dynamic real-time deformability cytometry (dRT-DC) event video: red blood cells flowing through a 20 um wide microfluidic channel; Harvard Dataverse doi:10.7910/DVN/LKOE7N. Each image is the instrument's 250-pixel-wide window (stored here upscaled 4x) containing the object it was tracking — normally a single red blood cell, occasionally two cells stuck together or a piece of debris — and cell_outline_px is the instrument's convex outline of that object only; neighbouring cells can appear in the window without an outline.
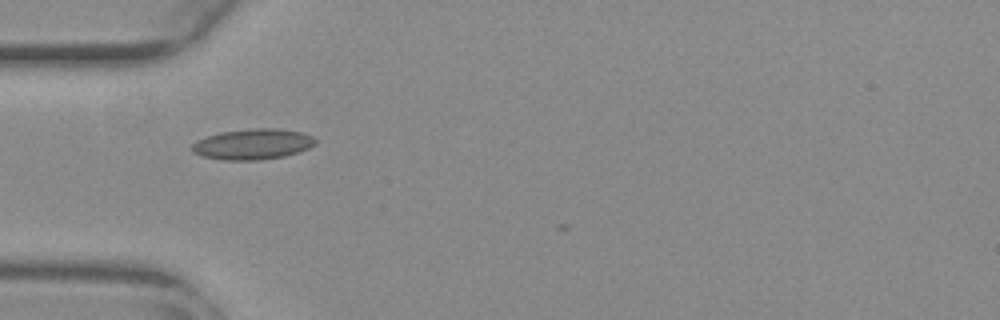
{"species": "common noctule bat (a hibernating species)", "species_latin": "Nyctalus noctula", "temperature_condition": "warm", "stored_images_in_passage": 8, "camera_frame_rate_fps": 3000, "um_per_image_px": 0.085, "animal": {"sex": "female", "body_mass_g": 29.2, "forearm_length_mm": 56.3}, "frame": {"image": 1, "passage_image": 1, "time_ms": 0.0, "image_size_px": [1000, 320], "cell_outline_px": [[316, 144], [300, 152], [284, 156], [260, 160], [220, 160], [200, 156], [192, 152], [192, 144], [196, 140], [220, 132], [252, 128], [280, 128], [300, 132], [312, 136], [316, 140]], "centroid_in_image_um": [21.47, 12.26], "position_along_channel_um": 63.5, "area_um2": 22.25}}
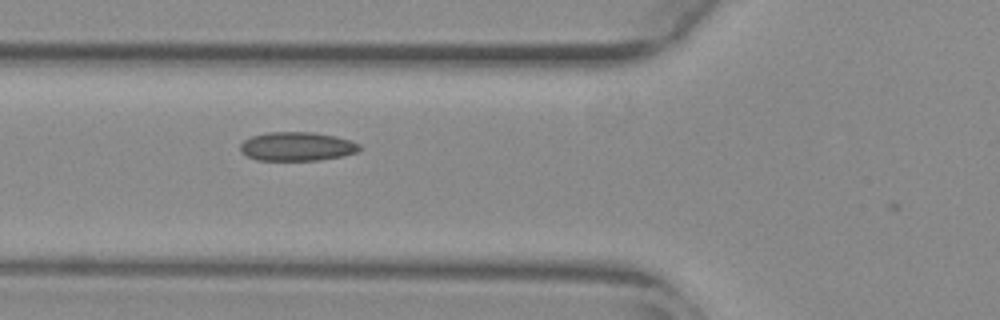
{"frame": {"image": 2, "passage_image": 4, "time_ms": 1.0, "image_size_px": [1000, 320], "cell_outline_px": [[360, 148], [356, 152], [340, 156], [316, 160], [256, 160], [240, 152], [240, 144], [244, 140], [252, 136], [268, 132], [312, 132], [336, 136], [360, 144]], "centroid_in_image_um": [25.2, 12.44], "position_along_channel_um": 100.6, "area_um2": 19.88}}
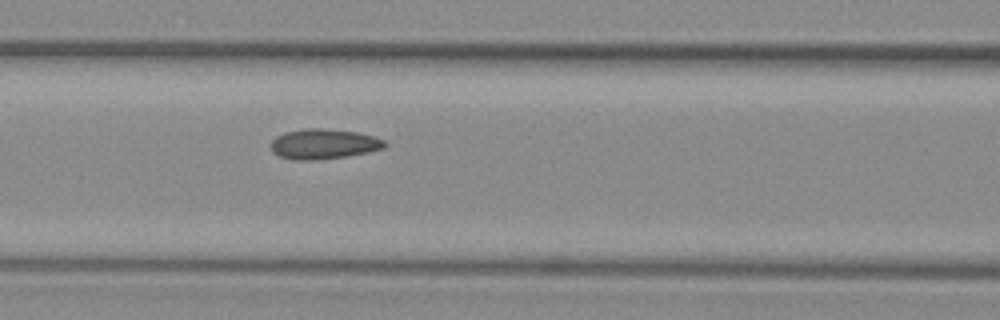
{"frame": {"image": 3, "passage_image": 7, "time_ms": 2.0, "image_size_px": [1000, 320], "cell_outline_px": [[388, 144], [384, 148], [368, 152], [320, 160], [292, 160], [280, 156], [272, 152], [272, 140], [276, 136], [284, 132], [304, 128], [324, 128], [356, 132], [372, 136], [384, 140]], "centroid_in_image_um": [27.49, 12.24], "position_along_channel_um": 139.1, "area_um2": 20.0}}